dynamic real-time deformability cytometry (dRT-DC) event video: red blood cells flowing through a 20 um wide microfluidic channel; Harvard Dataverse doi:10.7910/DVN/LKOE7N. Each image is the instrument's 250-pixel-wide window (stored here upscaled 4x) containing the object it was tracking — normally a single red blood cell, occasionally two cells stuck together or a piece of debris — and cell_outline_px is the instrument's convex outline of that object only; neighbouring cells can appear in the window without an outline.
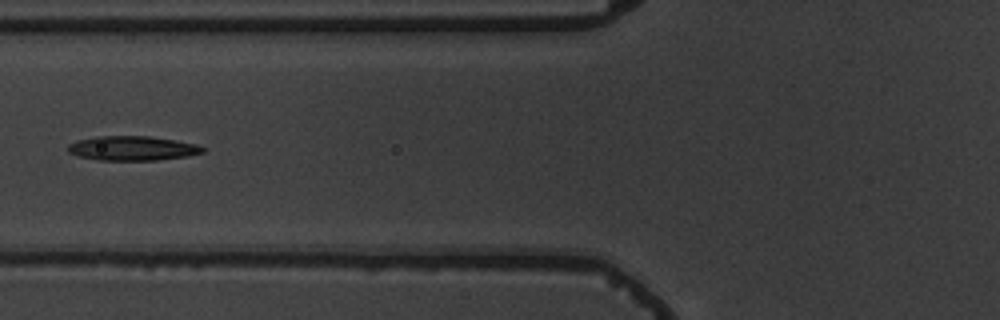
{"species": "common noctule bat (a hibernating species)", "species_latin": "Nyctalus noctula", "temperature_condition": "warm", "stored_images_in_passage": 7, "camera_frame_rate_fps": 3000, "um_per_image_px": 0.085, "animal": {"sex": "male", "body_mass_g": 19.5, "forearm_length_mm": 54.6}, "frame": {"image": 1, "passage_image": 7, "time_ms": 7.0, "image_size_px": [1000, 320], "cell_outline_px": [[204, 152], [188, 156], [156, 160], [100, 160], [80, 156], [68, 152], [68, 144], [76, 140], [96, 136], [148, 136], [176, 140], [196, 144], [204, 148]], "centroid_in_image_um": [11.25, 12.6], "position_along_channel_um": 114.6, "area_um2": 19.13}}